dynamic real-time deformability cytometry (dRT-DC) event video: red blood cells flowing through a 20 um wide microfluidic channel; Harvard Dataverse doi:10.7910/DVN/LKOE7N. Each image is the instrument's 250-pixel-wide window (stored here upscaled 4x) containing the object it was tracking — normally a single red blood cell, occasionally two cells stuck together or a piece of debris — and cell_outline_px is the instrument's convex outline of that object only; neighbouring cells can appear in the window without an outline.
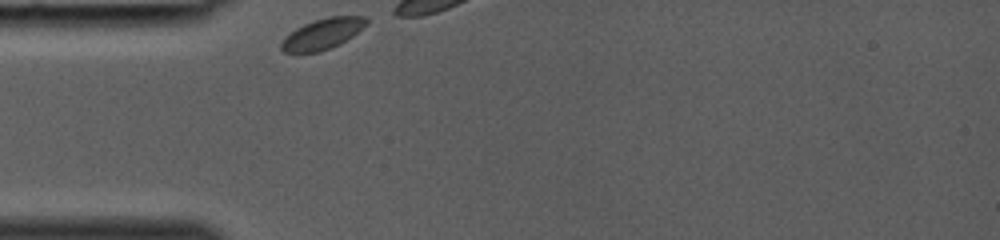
{"species": "common noctule bat (a hibernating species)", "species_latin": "Nyctalus noctula", "temperature_condition": "room temperature", "stored_images_in_passage": 4, "camera_frame_rate_fps": 3000, "um_per_image_px": 0.085, "animal": {"sex": "female", "body_mass_g": 19.0, "forearm_length_mm": 53.3}, "frame": {"image": 1, "passage_image": 1, "time_ms": 0.0, "image_size_px": [1000, 240], "cell_outline_px": [[368, 20], [352, 36], [340, 44], [332, 48], [320, 52], [284, 52], [280, 48], [280, 44], [284, 36], [296, 28], [304, 24], [328, 16], [364, 16]], "centroid_in_image_um": [27.36, 2.89], "position_along_channel_um": 57.6, "area_um2": 15.09}}